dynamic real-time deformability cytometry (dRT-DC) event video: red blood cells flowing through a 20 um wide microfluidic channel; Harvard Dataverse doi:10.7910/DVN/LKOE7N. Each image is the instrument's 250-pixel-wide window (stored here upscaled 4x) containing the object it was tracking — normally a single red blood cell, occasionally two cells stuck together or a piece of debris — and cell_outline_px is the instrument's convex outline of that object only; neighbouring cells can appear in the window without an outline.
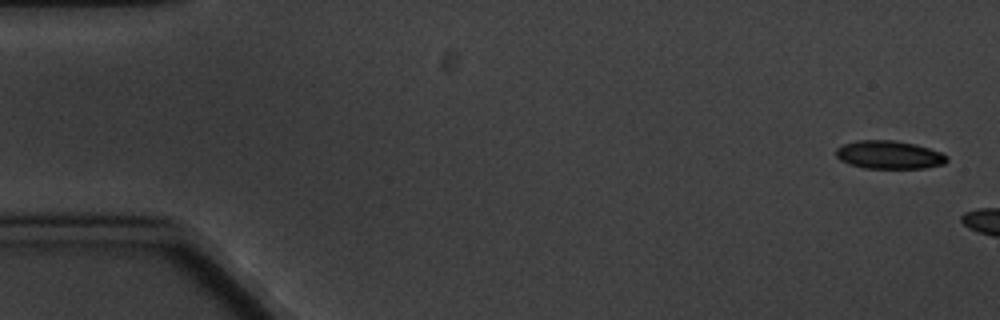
{"species": "common noctule bat (a hibernating species)", "species_latin": "Nyctalus noctula", "temperature_condition": "cold", "stored_images_in_passage": 4, "camera_frame_rate_fps": 3000, "um_per_image_px": 0.085, "animal": {"sex": "male", "body_mass_g": 20.1, "forearm_length_mm": 53.5}, "frame": {"image": 1, "passage_image": 1, "time_ms": 0.0, "image_size_px": [1000, 320], "cell_outline_px": [[948, 160], [944, 164], [924, 168], [864, 168], [848, 164], [840, 160], [836, 156], [836, 148], [844, 144], [856, 140], [892, 140], [916, 144], [940, 152], [948, 156]], "centroid_in_image_um": [75.56, 13.16], "position_along_channel_um": 9.4, "area_um2": 18.26}}